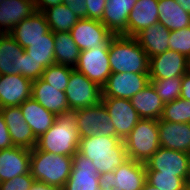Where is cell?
<instances>
[{"mask_svg":"<svg viewBox=\"0 0 190 190\" xmlns=\"http://www.w3.org/2000/svg\"><path fill=\"white\" fill-rule=\"evenodd\" d=\"M78 152L92 161L99 175L113 172L129 160L124 140L101 134L80 138Z\"/></svg>","mask_w":190,"mask_h":190,"instance_id":"6da1fadb","label":"cell"},{"mask_svg":"<svg viewBox=\"0 0 190 190\" xmlns=\"http://www.w3.org/2000/svg\"><path fill=\"white\" fill-rule=\"evenodd\" d=\"M80 137L73 112L56 115L51 128L37 139L36 148L53 154L74 156L79 150Z\"/></svg>","mask_w":190,"mask_h":190,"instance_id":"7a4b0ae2","label":"cell"},{"mask_svg":"<svg viewBox=\"0 0 190 190\" xmlns=\"http://www.w3.org/2000/svg\"><path fill=\"white\" fill-rule=\"evenodd\" d=\"M112 73L149 74V58L135 37L114 35L109 43Z\"/></svg>","mask_w":190,"mask_h":190,"instance_id":"3957f363","label":"cell"},{"mask_svg":"<svg viewBox=\"0 0 190 190\" xmlns=\"http://www.w3.org/2000/svg\"><path fill=\"white\" fill-rule=\"evenodd\" d=\"M73 156L31 150L30 173L32 177L51 186L63 188L72 171Z\"/></svg>","mask_w":190,"mask_h":190,"instance_id":"277c9868","label":"cell"},{"mask_svg":"<svg viewBox=\"0 0 190 190\" xmlns=\"http://www.w3.org/2000/svg\"><path fill=\"white\" fill-rule=\"evenodd\" d=\"M124 143L129 159L146 163L160 148L158 120L141 118Z\"/></svg>","mask_w":190,"mask_h":190,"instance_id":"5b68a950","label":"cell"},{"mask_svg":"<svg viewBox=\"0 0 190 190\" xmlns=\"http://www.w3.org/2000/svg\"><path fill=\"white\" fill-rule=\"evenodd\" d=\"M101 190H143L146 183L145 163L129 159L113 172L99 175Z\"/></svg>","mask_w":190,"mask_h":190,"instance_id":"8992f818","label":"cell"},{"mask_svg":"<svg viewBox=\"0 0 190 190\" xmlns=\"http://www.w3.org/2000/svg\"><path fill=\"white\" fill-rule=\"evenodd\" d=\"M65 94L71 112L97 105L102 100V88L75 68L71 71Z\"/></svg>","mask_w":190,"mask_h":190,"instance_id":"52a82bcc","label":"cell"},{"mask_svg":"<svg viewBox=\"0 0 190 190\" xmlns=\"http://www.w3.org/2000/svg\"><path fill=\"white\" fill-rule=\"evenodd\" d=\"M73 113L80 138L95 136L97 134L105 137H117L113 122L110 120V115L102 102L76 110Z\"/></svg>","mask_w":190,"mask_h":190,"instance_id":"ba28073f","label":"cell"},{"mask_svg":"<svg viewBox=\"0 0 190 190\" xmlns=\"http://www.w3.org/2000/svg\"><path fill=\"white\" fill-rule=\"evenodd\" d=\"M146 171L175 174L190 186V154L160 147L145 163Z\"/></svg>","mask_w":190,"mask_h":190,"instance_id":"9c48e42d","label":"cell"},{"mask_svg":"<svg viewBox=\"0 0 190 190\" xmlns=\"http://www.w3.org/2000/svg\"><path fill=\"white\" fill-rule=\"evenodd\" d=\"M70 33L81 51L109 48V43L114 36L101 21L88 18L79 19Z\"/></svg>","mask_w":190,"mask_h":190,"instance_id":"30bf717a","label":"cell"},{"mask_svg":"<svg viewBox=\"0 0 190 190\" xmlns=\"http://www.w3.org/2000/svg\"><path fill=\"white\" fill-rule=\"evenodd\" d=\"M75 69L102 88L112 73L109 64V48L81 51Z\"/></svg>","mask_w":190,"mask_h":190,"instance_id":"8fae6325","label":"cell"},{"mask_svg":"<svg viewBox=\"0 0 190 190\" xmlns=\"http://www.w3.org/2000/svg\"><path fill=\"white\" fill-rule=\"evenodd\" d=\"M101 102L110 115V120L113 122L117 137L125 140L141 119L130 100L116 97H102Z\"/></svg>","mask_w":190,"mask_h":190,"instance_id":"7c38bea8","label":"cell"},{"mask_svg":"<svg viewBox=\"0 0 190 190\" xmlns=\"http://www.w3.org/2000/svg\"><path fill=\"white\" fill-rule=\"evenodd\" d=\"M150 83L149 74L111 73L102 87V97L131 99Z\"/></svg>","mask_w":190,"mask_h":190,"instance_id":"4fadbf2b","label":"cell"},{"mask_svg":"<svg viewBox=\"0 0 190 190\" xmlns=\"http://www.w3.org/2000/svg\"><path fill=\"white\" fill-rule=\"evenodd\" d=\"M99 174L89 158L79 152L73 156L72 171L63 190H101Z\"/></svg>","mask_w":190,"mask_h":190,"instance_id":"5bb4252c","label":"cell"},{"mask_svg":"<svg viewBox=\"0 0 190 190\" xmlns=\"http://www.w3.org/2000/svg\"><path fill=\"white\" fill-rule=\"evenodd\" d=\"M33 81L21 74L0 76V108L20 106L32 97Z\"/></svg>","mask_w":190,"mask_h":190,"instance_id":"9a60e30c","label":"cell"},{"mask_svg":"<svg viewBox=\"0 0 190 190\" xmlns=\"http://www.w3.org/2000/svg\"><path fill=\"white\" fill-rule=\"evenodd\" d=\"M187 58L179 52L166 50L149 58V79H168L186 74Z\"/></svg>","mask_w":190,"mask_h":190,"instance_id":"2e32d148","label":"cell"},{"mask_svg":"<svg viewBox=\"0 0 190 190\" xmlns=\"http://www.w3.org/2000/svg\"><path fill=\"white\" fill-rule=\"evenodd\" d=\"M0 111L4 116L13 145L32 150L36 146L37 138L24 120L20 107H4L0 108Z\"/></svg>","mask_w":190,"mask_h":190,"instance_id":"e0dca14e","label":"cell"},{"mask_svg":"<svg viewBox=\"0 0 190 190\" xmlns=\"http://www.w3.org/2000/svg\"><path fill=\"white\" fill-rule=\"evenodd\" d=\"M31 150L11 147L0 150V182L8 181L18 175L30 172Z\"/></svg>","mask_w":190,"mask_h":190,"instance_id":"ac0fdd59","label":"cell"},{"mask_svg":"<svg viewBox=\"0 0 190 190\" xmlns=\"http://www.w3.org/2000/svg\"><path fill=\"white\" fill-rule=\"evenodd\" d=\"M160 147L190 154V123L158 120Z\"/></svg>","mask_w":190,"mask_h":190,"instance_id":"d6986e66","label":"cell"},{"mask_svg":"<svg viewBox=\"0 0 190 190\" xmlns=\"http://www.w3.org/2000/svg\"><path fill=\"white\" fill-rule=\"evenodd\" d=\"M49 30L45 15L42 12L35 11L31 16L23 19L15 26L9 34L25 49L31 43L45 38V34Z\"/></svg>","mask_w":190,"mask_h":190,"instance_id":"ffe728a7","label":"cell"},{"mask_svg":"<svg viewBox=\"0 0 190 190\" xmlns=\"http://www.w3.org/2000/svg\"><path fill=\"white\" fill-rule=\"evenodd\" d=\"M32 97L47 111L55 115L71 112L65 92L59 91V88L49 85L41 77L32 83Z\"/></svg>","mask_w":190,"mask_h":190,"instance_id":"44dd1931","label":"cell"},{"mask_svg":"<svg viewBox=\"0 0 190 190\" xmlns=\"http://www.w3.org/2000/svg\"><path fill=\"white\" fill-rule=\"evenodd\" d=\"M138 0H107L101 23L114 35L127 36L128 16Z\"/></svg>","mask_w":190,"mask_h":190,"instance_id":"7402d4cb","label":"cell"},{"mask_svg":"<svg viewBox=\"0 0 190 190\" xmlns=\"http://www.w3.org/2000/svg\"><path fill=\"white\" fill-rule=\"evenodd\" d=\"M159 0H138L129 13L127 36L135 37L145 28L158 22Z\"/></svg>","mask_w":190,"mask_h":190,"instance_id":"603a6c76","label":"cell"},{"mask_svg":"<svg viewBox=\"0 0 190 190\" xmlns=\"http://www.w3.org/2000/svg\"><path fill=\"white\" fill-rule=\"evenodd\" d=\"M24 49L9 34H0V75L23 76Z\"/></svg>","mask_w":190,"mask_h":190,"instance_id":"cb8c5ba5","label":"cell"},{"mask_svg":"<svg viewBox=\"0 0 190 190\" xmlns=\"http://www.w3.org/2000/svg\"><path fill=\"white\" fill-rule=\"evenodd\" d=\"M36 11L33 0H6L0 4V33H10Z\"/></svg>","mask_w":190,"mask_h":190,"instance_id":"d4e9b609","label":"cell"},{"mask_svg":"<svg viewBox=\"0 0 190 190\" xmlns=\"http://www.w3.org/2000/svg\"><path fill=\"white\" fill-rule=\"evenodd\" d=\"M19 107L24 120L30 126L37 139L48 131L55 122L56 115L47 111L33 97L28 98Z\"/></svg>","mask_w":190,"mask_h":190,"instance_id":"484cf974","label":"cell"},{"mask_svg":"<svg viewBox=\"0 0 190 190\" xmlns=\"http://www.w3.org/2000/svg\"><path fill=\"white\" fill-rule=\"evenodd\" d=\"M170 32L163 24L157 22L142 30L135 38L148 58H151L169 50Z\"/></svg>","mask_w":190,"mask_h":190,"instance_id":"4316f807","label":"cell"},{"mask_svg":"<svg viewBox=\"0 0 190 190\" xmlns=\"http://www.w3.org/2000/svg\"><path fill=\"white\" fill-rule=\"evenodd\" d=\"M130 102L140 118L155 120L161 118L165 105L151 82L135 94Z\"/></svg>","mask_w":190,"mask_h":190,"instance_id":"83f0119b","label":"cell"},{"mask_svg":"<svg viewBox=\"0 0 190 190\" xmlns=\"http://www.w3.org/2000/svg\"><path fill=\"white\" fill-rule=\"evenodd\" d=\"M158 22L169 31H176L190 26V14L175 2V0L158 1Z\"/></svg>","mask_w":190,"mask_h":190,"instance_id":"f1b7e54d","label":"cell"},{"mask_svg":"<svg viewBox=\"0 0 190 190\" xmlns=\"http://www.w3.org/2000/svg\"><path fill=\"white\" fill-rule=\"evenodd\" d=\"M54 43L55 64L66 65L75 68L81 50L73 40L71 33L55 32Z\"/></svg>","mask_w":190,"mask_h":190,"instance_id":"f546056e","label":"cell"},{"mask_svg":"<svg viewBox=\"0 0 190 190\" xmlns=\"http://www.w3.org/2000/svg\"><path fill=\"white\" fill-rule=\"evenodd\" d=\"M49 29L55 32H70L79 18L63 3L49 7L42 12Z\"/></svg>","mask_w":190,"mask_h":190,"instance_id":"4dcf8cb0","label":"cell"},{"mask_svg":"<svg viewBox=\"0 0 190 190\" xmlns=\"http://www.w3.org/2000/svg\"><path fill=\"white\" fill-rule=\"evenodd\" d=\"M54 32L49 30L45 38L39 39L24 49L29 56L36 62L42 64L45 68L55 64L54 57Z\"/></svg>","mask_w":190,"mask_h":190,"instance_id":"1f68e13d","label":"cell"},{"mask_svg":"<svg viewBox=\"0 0 190 190\" xmlns=\"http://www.w3.org/2000/svg\"><path fill=\"white\" fill-rule=\"evenodd\" d=\"M161 119L173 123H190V102L177 98L166 103Z\"/></svg>","mask_w":190,"mask_h":190,"instance_id":"d6a6232c","label":"cell"},{"mask_svg":"<svg viewBox=\"0 0 190 190\" xmlns=\"http://www.w3.org/2000/svg\"><path fill=\"white\" fill-rule=\"evenodd\" d=\"M146 181L159 190H187L190 186L175 174H158V171H146Z\"/></svg>","mask_w":190,"mask_h":190,"instance_id":"836d02e7","label":"cell"},{"mask_svg":"<svg viewBox=\"0 0 190 190\" xmlns=\"http://www.w3.org/2000/svg\"><path fill=\"white\" fill-rule=\"evenodd\" d=\"M183 76H176L168 79L150 80L156 93L164 104L180 98Z\"/></svg>","mask_w":190,"mask_h":190,"instance_id":"e575fe53","label":"cell"},{"mask_svg":"<svg viewBox=\"0 0 190 190\" xmlns=\"http://www.w3.org/2000/svg\"><path fill=\"white\" fill-rule=\"evenodd\" d=\"M72 69L70 66L53 64L44 70L41 78L49 85L59 88V91L65 92Z\"/></svg>","mask_w":190,"mask_h":190,"instance_id":"d590c367","label":"cell"},{"mask_svg":"<svg viewBox=\"0 0 190 190\" xmlns=\"http://www.w3.org/2000/svg\"><path fill=\"white\" fill-rule=\"evenodd\" d=\"M169 50L179 52L186 58L190 55V26L170 32Z\"/></svg>","mask_w":190,"mask_h":190,"instance_id":"8d00e7d4","label":"cell"},{"mask_svg":"<svg viewBox=\"0 0 190 190\" xmlns=\"http://www.w3.org/2000/svg\"><path fill=\"white\" fill-rule=\"evenodd\" d=\"M34 180L30 172L18 175L11 180L0 182V190H29Z\"/></svg>","mask_w":190,"mask_h":190,"instance_id":"74e56055","label":"cell"},{"mask_svg":"<svg viewBox=\"0 0 190 190\" xmlns=\"http://www.w3.org/2000/svg\"><path fill=\"white\" fill-rule=\"evenodd\" d=\"M46 68L34 61L25 51L23 53V76L32 81L39 79Z\"/></svg>","mask_w":190,"mask_h":190,"instance_id":"f35d334b","label":"cell"},{"mask_svg":"<svg viewBox=\"0 0 190 190\" xmlns=\"http://www.w3.org/2000/svg\"><path fill=\"white\" fill-rule=\"evenodd\" d=\"M107 0H86L87 18L101 21Z\"/></svg>","mask_w":190,"mask_h":190,"instance_id":"ab89813d","label":"cell"},{"mask_svg":"<svg viewBox=\"0 0 190 190\" xmlns=\"http://www.w3.org/2000/svg\"><path fill=\"white\" fill-rule=\"evenodd\" d=\"M66 5L79 19L87 18L86 0H63Z\"/></svg>","mask_w":190,"mask_h":190,"instance_id":"60d3db41","label":"cell"},{"mask_svg":"<svg viewBox=\"0 0 190 190\" xmlns=\"http://www.w3.org/2000/svg\"><path fill=\"white\" fill-rule=\"evenodd\" d=\"M14 147L4 116L0 111V150Z\"/></svg>","mask_w":190,"mask_h":190,"instance_id":"b9f144b4","label":"cell"},{"mask_svg":"<svg viewBox=\"0 0 190 190\" xmlns=\"http://www.w3.org/2000/svg\"><path fill=\"white\" fill-rule=\"evenodd\" d=\"M36 11L43 12L45 9L63 3V0H33Z\"/></svg>","mask_w":190,"mask_h":190,"instance_id":"7bdbcfd3","label":"cell"},{"mask_svg":"<svg viewBox=\"0 0 190 190\" xmlns=\"http://www.w3.org/2000/svg\"><path fill=\"white\" fill-rule=\"evenodd\" d=\"M180 98L190 102V75L187 73L182 79Z\"/></svg>","mask_w":190,"mask_h":190,"instance_id":"ee69618b","label":"cell"},{"mask_svg":"<svg viewBox=\"0 0 190 190\" xmlns=\"http://www.w3.org/2000/svg\"><path fill=\"white\" fill-rule=\"evenodd\" d=\"M29 190H63V188L57 186H51L44 182L34 180Z\"/></svg>","mask_w":190,"mask_h":190,"instance_id":"f6af8a7d","label":"cell"},{"mask_svg":"<svg viewBox=\"0 0 190 190\" xmlns=\"http://www.w3.org/2000/svg\"><path fill=\"white\" fill-rule=\"evenodd\" d=\"M175 2L190 14V0H175Z\"/></svg>","mask_w":190,"mask_h":190,"instance_id":"bcb514c9","label":"cell"},{"mask_svg":"<svg viewBox=\"0 0 190 190\" xmlns=\"http://www.w3.org/2000/svg\"><path fill=\"white\" fill-rule=\"evenodd\" d=\"M143 190H159L157 188H155L153 185L149 184L147 181L143 187Z\"/></svg>","mask_w":190,"mask_h":190,"instance_id":"7dc6e473","label":"cell"},{"mask_svg":"<svg viewBox=\"0 0 190 190\" xmlns=\"http://www.w3.org/2000/svg\"><path fill=\"white\" fill-rule=\"evenodd\" d=\"M186 73L190 75V55L187 57Z\"/></svg>","mask_w":190,"mask_h":190,"instance_id":"c3c4849f","label":"cell"}]
</instances>
